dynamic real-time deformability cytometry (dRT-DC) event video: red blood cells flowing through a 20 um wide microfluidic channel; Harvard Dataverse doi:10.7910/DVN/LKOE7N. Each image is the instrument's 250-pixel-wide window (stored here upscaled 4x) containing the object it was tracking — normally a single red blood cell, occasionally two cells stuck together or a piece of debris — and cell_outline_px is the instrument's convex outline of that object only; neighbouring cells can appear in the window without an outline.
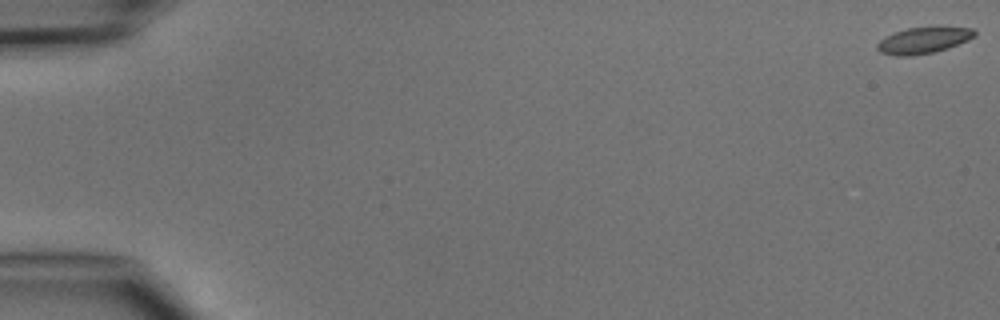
{"species": "common noctule bat (a hibernating species)", "species_latin": "Nyctalus noctula", "temperature_condition": "cold", "stored_images_in_passage": 5, "camera_frame_rate_fps": 3000, "um_per_image_px": 0.085, "animal": {"sex": "male", "body_mass_g": 15.6}, "frame": {"image": 1, "passage_image": 1, "time_ms": 0.0, "image_size_px": [1000, 320], "cell_outline_px": [[976, 36], [968, 40], [948, 48], [932, 52], [912, 56], [896, 56], [880, 52], [876, 48], [876, 44], [884, 36], [892, 32], [908, 28], [972, 28], [976, 32]], "centroid_in_image_um": [78.43, 3.44], "position_along_channel_um": 6.6, "area_um2": 14.74}}
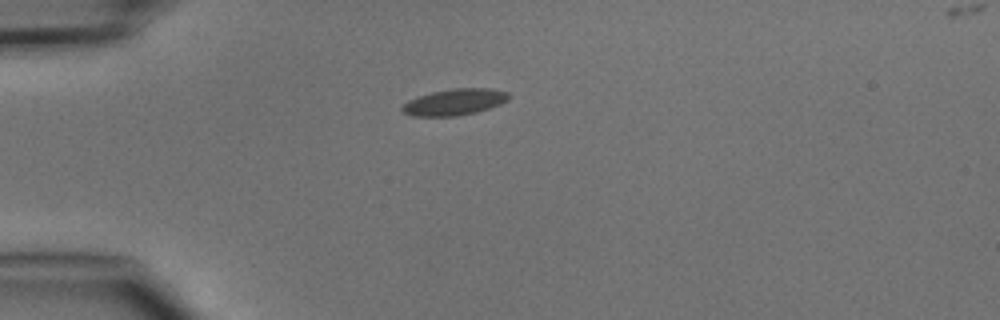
{"frame": {"image": 2, "passage_image": 4, "time_ms": 4.333, "image_size_px": [1000, 320], "cell_outline_px": [[512, 96], [508, 100], [500, 104], [476, 112], [456, 116], [412, 116], [404, 112], [400, 108], [408, 100], [416, 96], [432, 92], [452, 88], [488, 88], [508, 92]], "centroid_in_image_um": [38.64, 8.66], "position_along_channel_um": 46.4, "area_um2": 16.42}}